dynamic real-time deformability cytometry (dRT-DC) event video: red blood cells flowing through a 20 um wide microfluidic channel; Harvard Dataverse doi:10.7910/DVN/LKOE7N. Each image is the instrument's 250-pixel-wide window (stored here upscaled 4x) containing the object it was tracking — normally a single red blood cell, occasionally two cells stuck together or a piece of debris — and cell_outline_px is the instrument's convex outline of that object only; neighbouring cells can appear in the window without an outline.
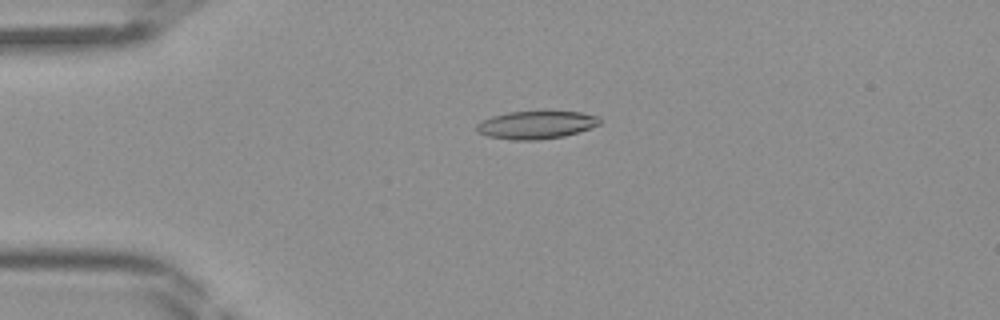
{"species": "Egyptian fruit bat (a non-hibernating species)", "species_latin": "Rousettus aegyptiacus", "temperature_condition": "room temperature", "stored_images_in_passage": 45, "camera_frame_rate_fps": 3000, "um_per_image_px": 0.085, "frame": {"image": 1, "passage_image": 11, "time_ms": 3.333, "image_size_px": [1000, 320], "cell_outline_px": [[600, 124], [580, 132], [564, 136], [540, 140], [512, 140], [488, 136], [476, 132], [476, 124], [492, 116], [508, 112], [580, 112], [600, 116]], "centroid_in_image_um": [45.59, 10.63], "position_along_channel_um": 39.4, "area_um2": 20.0}}
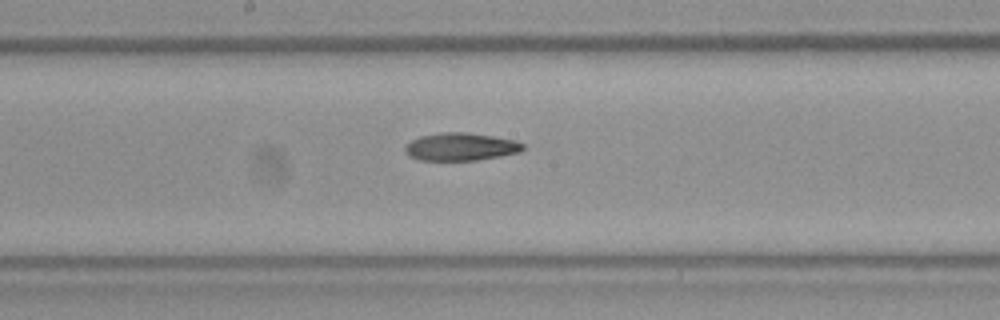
{"frame": {"image": 2, "passage_image": 24, "time_ms": 7.667, "image_size_px": [1000, 320], "cell_outline_px": [[524, 148], [520, 152], [500, 156], [476, 160], [420, 160], [408, 156], [404, 152], [404, 144], [420, 136], [440, 132], [464, 132], [492, 136], [516, 140], [524, 144]], "centroid_in_image_um": [39.12, 12.47], "position_along_channel_um": 209.1, "area_um2": 19.19}}
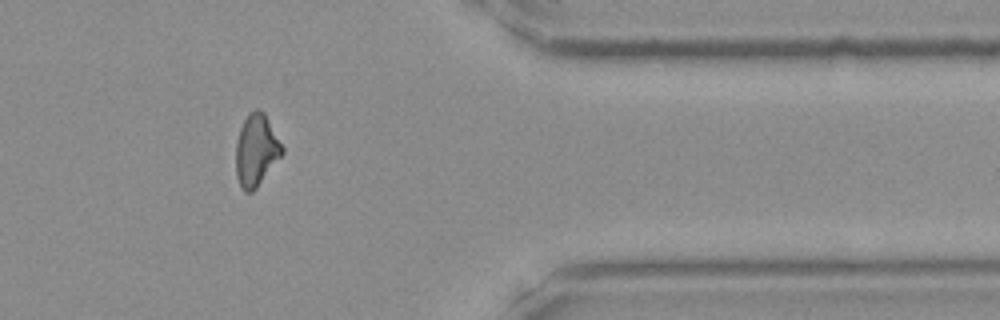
{"frame": {"image": 3, "passage_image": 37, "time_ms": 12.0, "image_size_px": [1000, 320], "cell_outline_px": [[284, 152], [256, 188], [252, 192], [244, 192], [240, 188], [236, 176], [236, 140], [240, 128], [248, 112], [256, 108], [264, 112], [284, 148]], "centroid_in_image_um": [21.76, 12.77], "position_along_channel_um": 389.6, "area_um2": 19.42}}